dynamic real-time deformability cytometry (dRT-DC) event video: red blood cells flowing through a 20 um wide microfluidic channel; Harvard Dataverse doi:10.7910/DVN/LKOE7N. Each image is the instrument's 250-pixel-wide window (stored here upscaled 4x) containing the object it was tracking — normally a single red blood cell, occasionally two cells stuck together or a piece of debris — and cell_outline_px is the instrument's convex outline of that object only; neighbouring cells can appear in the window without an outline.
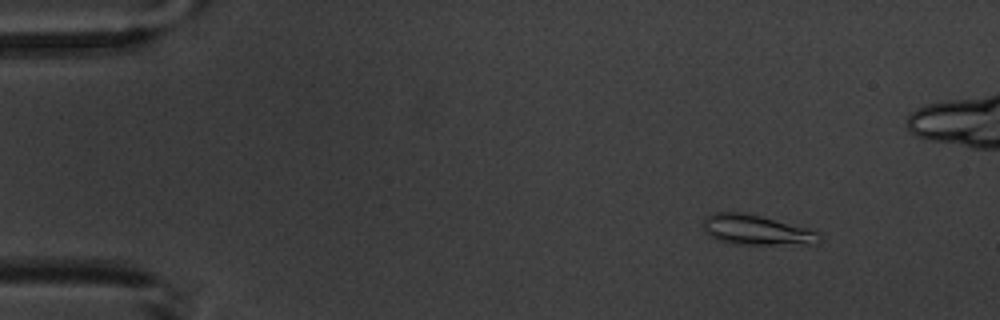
{"species": "common noctule bat (a hibernating species)", "species_latin": "Nyctalus noctula", "temperature_condition": "warm", "stored_images_in_passage": 5, "camera_frame_rate_fps": 3000, "um_per_image_px": 0.085, "animal": {"sex": "male", "body_mass_g": 20.1, "forearm_length_mm": 53.5}, "frame": {"image": 1, "passage_image": 2, "time_ms": 1.0, "image_size_px": [1000, 320], "cell_outline_px": [[824, 240], [816, 248], [736, 244], [716, 240], [708, 236], [704, 232], [704, 216], [716, 212], [744, 212], [760, 216], [804, 228], [816, 232]], "centroid_in_image_um": [64.41, 19.63], "position_along_channel_um": 20.6, "area_um2": 21.44}}